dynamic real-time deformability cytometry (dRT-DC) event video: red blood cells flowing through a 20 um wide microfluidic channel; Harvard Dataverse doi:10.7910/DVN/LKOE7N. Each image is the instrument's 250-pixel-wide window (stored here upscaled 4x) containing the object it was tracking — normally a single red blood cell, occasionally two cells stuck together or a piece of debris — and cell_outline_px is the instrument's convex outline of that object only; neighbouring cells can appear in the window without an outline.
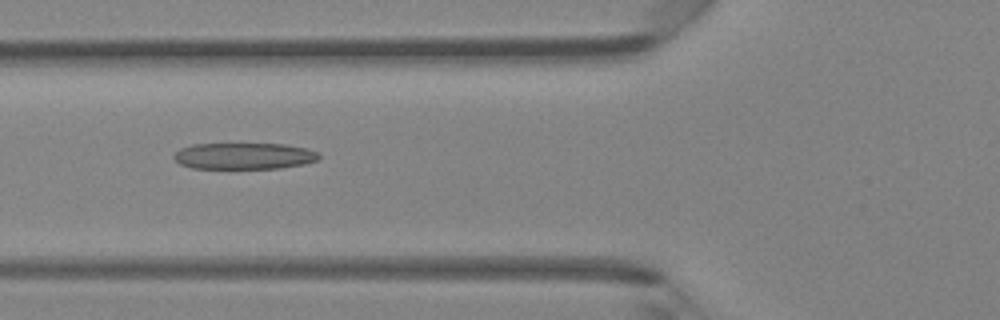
{"species": "Egyptian fruit bat (a non-hibernating species)", "species_latin": "Rousettus aegyptiacus", "temperature_condition": "room temperature", "stored_images_in_passage": 45, "camera_frame_rate_fps": 3000, "um_per_image_px": 0.085, "animal": {"sex": "female"}, "frame": {"image": 1, "passage_image": 16, "time_ms": 5.0, "image_size_px": [1000, 320], "cell_outline_px": [[320, 156], [316, 160], [304, 164], [280, 168], [192, 168], [180, 164], [172, 156], [180, 148], [192, 144], [284, 144], [308, 148], [320, 152]], "centroid_in_image_um": [20.76, 13.25], "position_along_channel_um": 105.0, "area_um2": 22.37}}
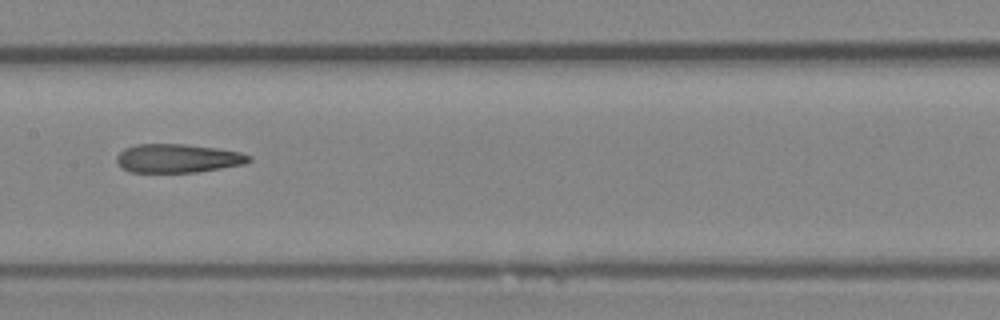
{"frame": {"image": 2, "passage_image": 22, "time_ms": 7.0, "image_size_px": [1000, 320], "cell_outline_px": [[252, 160], [244, 164], [196, 172], [132, 172], [124, 168], [116, 160], [116, 156], [124, 148], [136, 144], [184, 144], [216, 148], [240, 152], [252, 156]], "centroid_in_image_um": [15.12, 13.45], "position_along_channel_um": 192.3, "area_um2": 21.96}}
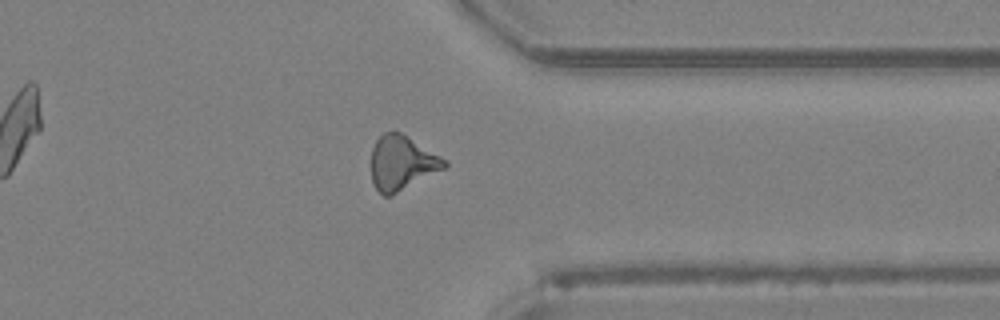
{"frame": {"image": 3, "passage_image": 35, "time_ms": 11.333, "image_size_px": [1000, 320], "cell_outline_px": [[448, 164], [444, 168], [392, 196], [384, 196], [376, 188], [372, 180], [372, 148], [376, 140], [384, 132], [400, 132], [448, 160]], "centroid_in_image_um": [34.16, 13.85], "position_along_channel_um": 377.2, "area_um2": 23.0}, "authors_computed_cell_mechanics": {"area_um2": 22.7732, "velocity_mm_per_s": 4.3787, "shape_relaxation_time_tau1_ms": null, "shape_relaxation_time_tau2_ms": 2.3597, "deformation_change_tau1": null, "deformation_change_tau2": 0.1378}}